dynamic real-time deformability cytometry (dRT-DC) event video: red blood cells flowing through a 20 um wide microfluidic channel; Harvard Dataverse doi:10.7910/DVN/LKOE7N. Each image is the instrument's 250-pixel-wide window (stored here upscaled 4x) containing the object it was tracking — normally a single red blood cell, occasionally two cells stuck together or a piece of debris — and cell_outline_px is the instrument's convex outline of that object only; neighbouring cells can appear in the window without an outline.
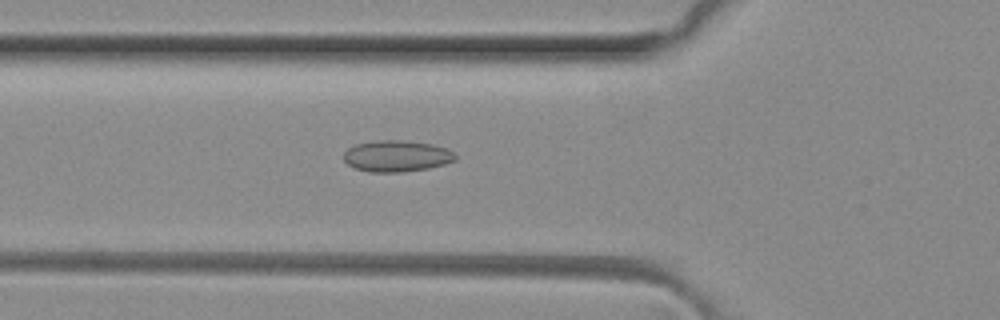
{"species": "common noctule bat (a hibernating species)", "species_latin": "Nyctalus noctula", "temperature_condition": "room temperature", "stored_images_in_passage": 50, "camera_frame_rate_fps": 3000, "um_per_image_px": 0.085, "animal": {"sex": "female", "body_mass_g": 29.2, "forearm_length_mm": 56.3}, "frame": {"image": 1, "passage_image": 18, "time_ms": 5.667, "image_size_px": [1000, 320], "cell_outline_px": [[456, 160], [444, 164], [428, 168], [400, 172], [368, 172], [356, 168], [348, 164], [344, 160], [344, 152], [348, 148], [356, 144], [380, 140], [400, 140], [432, 144], [448, 148], [456, 156]], "centroid_in_image_um": [33.72, 13.26], "position_along_channel_um": 92.1, "area_um2": 20.29}}
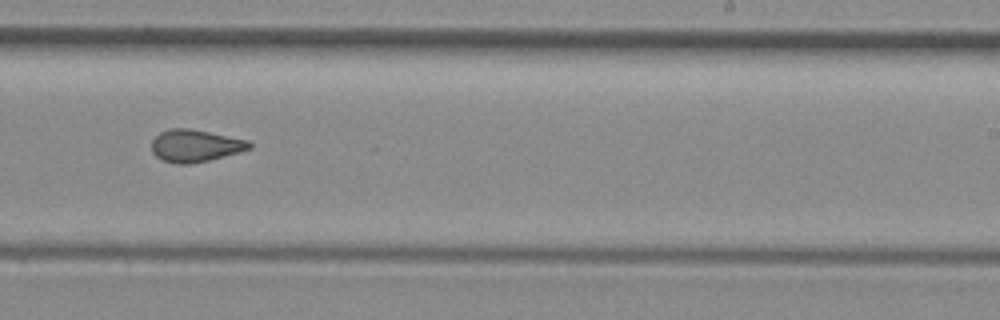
{"frame": {"image": 2, "passage_image": 31, "time_ms": 10.0, "image_size_px": [1000, 320], "cell_outline_px": [[252, 148], [240, 152], [192, 164], [176, 164], [164, 160], [156, 156], [152, 152], [152, 140], [160, 132], [172, 128], [188, 128], [248, 140], [252, 144]], "centroid_in_image_um": [16.59, 12.39], "position_along_channel_um": 272.4, "area_um2": 18.26}}
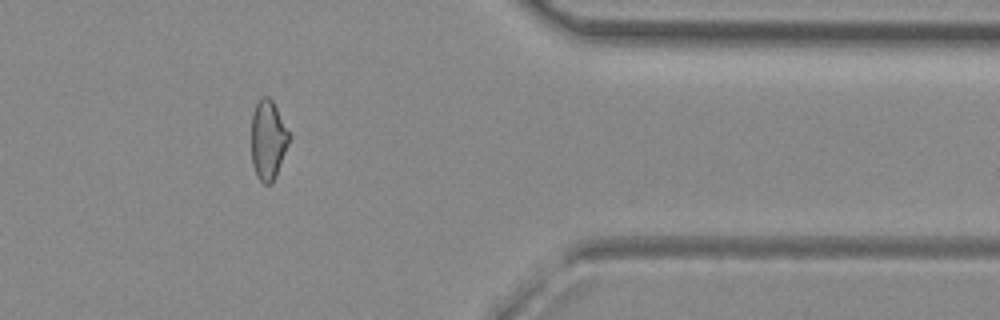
{"frame": {"image": 3, "passage_image": 41, "time_ms": 13.333, "image_size_px": [1000, 320], "cell_outline_px": [[292, 136], [276, 176], [272, 184], [264, 184], [256, 176], [252, 164], [252, 112], [260, 96], [268, 96], [272, 100]], "centroid_in_image_um": [22.8, 11.89], "position_along_channel_um": 388.6, "area_um2": 17.74}, "authors_computed_cell_mechanics": {"area_um2": 18.785, "velocity_mm_per_s": 4.1641, "shape_relaxation_time_tau1_ms": null, "shape_relaxation_time_tau2_ms": 1.8055, "deformation_change_tau1": null, "deformation_change_tau2": 0.0756}}